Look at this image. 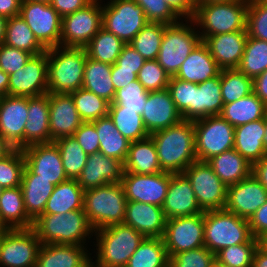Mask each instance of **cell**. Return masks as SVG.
Here are the masks:
<instances>
[{"label": "cell", "instance_id": "obj_30", "mask_svg": "<svg viewBox=\"0 0 267 267\" xmlns=\"http://www.w3.org/2000/svg\"><path fill=\"white\" fill-rule=\"evenodd\" d=\"M234 149L252 165L267 154L264 118L235 127Z\"/></svg>", "mask_w": 267, "mask_h": 267}, {"label": "cell", "instance_id": "obj_56", "mask_svg": "<svg viewBox=\"0 0 267 267\" xmlns=\"http://www.w3.org/2000/svg\"><path fill=\"white\" fill-rule=\"evenodd\" d=\"M143 8L148 22L173 24L180 18L165 0H134Z\"/></svg>", "mask_w": 267, "mask_h": 267}, {"label": "cell", "instance_id": "obj_39", "mask_svg": "<svg viewBox=\"0 0 267 267\" xmlns=\"http://www.w3.org/2000/svg\"><path fill=\"white\" fill-rule=\"evenodd\" d=\"M111 70V64L96 61L87 56L82 88L112 103L116 91L111 80Z\"/></svg>", "mask_w": 267, "mask_h": 267}, {"label": "cell", "instance_id": "obj_58", "mask_svg": "<svg viewBox=\"0 0 267 267\" xmlns=\"http://www.w3.org/2000/svg\"><path fill=\"white\" fill-rule=\"evenodd\" d=\"M73 136L87 155L99 152L98 134L92 122H83Z\"/></svg>", "mask_w": 267, "mask_h": 267}, {"label": "cell", "instance_id": "obj_59", "mask_svg": "<svg viewBox=\"0 0 267 267\" xmlns=\"http://www.w3.org/2000/svg\"><path fill=\"white\" fill-rule=\"evenodd\" d=\"M146 60L128 43L122 48L116 65L119 69L134 70L137 75Z\"/></svg>", "mask_w": 267, "mask_h": 267}, {"label": "cell", "instance_id": "obj_24", "mask_svg": "<svg viewBox=\"0 0 267 267\" xmlns=\"http://www.w3.org/2000/svg\"><path fill=\"white\" fill-rule=\"evenodd\" d=\"M49 110L52 142L73 136L83 123L70 94L49 93Z\"/></svg>", "mask_w": 267, "mask_h": 267}, {"label": "cell", "instance_id": "obj_61", "mask_svg": "<svg viewBox=\"0 0 267 267\" xmlns=\"http://www.w3.org/2000/svg\"><path fill=\"white\" fill-rule=\"evenodd\" d=\"M92 1L93 0H51L50 5L63 17L86 7Z\"/></svg>", "mask_w": 267, "mask_h": 267}, {"label": "cell", "instance_id": "obj_33", "mask_svg": "<svg viewBox=\"0 0 267 267\" xmlns=\"http://www.w3.org/2000/svg\"><path fill=\"white\" fill-rule=\"evenodd\" d=\"M223 105L220 74L205 82L196 83L192 97V121L219 115Z\"/></svg>", "mask_w": 267, "mask_h": 267}, {"label": "cell", "instance_id": "obj_16", "mask_svg": "<svg viewBox=\"0 0 267 267\" xmlns=\"http://www.w3.org/2000/svg\"><path fill=\"white\" fill-rule=\"evenodd\" d=\"M172 173L136 174L124 172L121 185L127 201L149 203L162 207Z\"/></svg>", "mask_w": 267, "mask_h": 267}, {"label": "cell", "instance_id": "obj_54", "mask_svg": "<svg viewBox=\"0 0 267 267\" xmlns=\"http://www.w3.org/2000/svg\"><path fill=\"white\" fill-rule=\"evenodd\" d=\"M137 80L147 91H160L168 87L170 76L157 60H146L137 74Z\"/></svg>", "mask_w": 267, "mask_h": 267}, {"label": "cell", "instance_id": "obj_63", "mask_svg": "<svg viewBox=\"0 0 267 267\" xmlns=\"http://www.w3.org/2000/svg\"><path fill=\"white\" fill-rule=\"evenodd\" d=\"M166 3L173 9V11L181 18H193L196 1L195 0H165Z\"/></svg>", "mask_w": 267, "mask_h": 267}, {"label": "cell", "instance_id": "obj_40", "mask_svg": "<svg viewBox=\"0 0 267 267\" xmlns=\"http://www.w3.org/2000/svg\"><path fill=\"white\" fill-rule=\"evenodd\" d=\"M3 44L27 51L33 56L42 54L46 51L35 38L34 33L20 15L7 19L5 40Z\"/></svg>", "mask_w": 267, "mask_h": 267}, {"label": "cell", "instance_id": "obj_48", "mask_svg": "<svg viewBox=\"0 0 267 267\" xmlns=\"http://www.w3.org/2000/svg\"><path fill=\"white\" fill-rule=\"evenodd\" d=\"M70 95L83 122H93L108 116L110 103L104 98L84 88H80Z\"/></svg>", "mask_w": 267, "mask_h": 267}, {"label": "cell", "instance_id": "obj_44", "mask_svg": "<svg viewBox=\"0 0 267 267\" xmlns=\"http://www.w3.org/2000/svg\"><path fill=\"white\" fill-rule=\"evenodd\" d=\"M237 69L252 79L267 70V41L248 36Z\"/></svg>", "mask_w": 267, "mask_h": 267}, {"label": "cell", "instance_id": "obj_77", "mask_svg": "<svg viewBox=\"0 0 267 267\" xmlns=\"http://www.w3.org/2000/svg\"><path fill=\"white\" fill-rule=\"evenodd\" d=\"M2 239H3V229L0 231V252H1Z\"/></svg>", "mask_w": 267, "mask_h": 267}, {"label": "cell", "instance_id": "obj_47", "mask_svg": "<svg viewBox=\"0 0 267 267\" xmlns=\"http://www.w3.org/2000/svg\"><path fill=\"white\" fill-rule=\"evenodd\" d=\"M220 83L224 104L235 102L253 92V79L238 69L221 70Z\"/></svg>", "mask_w": 267, "mask_h": 267}, {"label": "cell", "instance_id": "obj_21", "mask_svg": "<svg viewBox=\"0 0 267 267\" xmlns=\"http://www.w3.org/2000/svg\"><path fill=\"white\" fill-rule=\"evenodd\" d=\"M141 116L149 135L178 124L183 120L167 88L148 93Z\"/></svg>", "mask_w": 267, "mask_h": 267}, {"label": "cell", "instance_id": "obj_37", "mask_svg": "<svg viewBox=\"0 0 267 267\" xmlns=\"http://www.w3.org/2000/svg\"><path fill=\"white\" fill-rule=\"evenodd\" d=\"M266 114V104L252 92L235 102L224 104L219 115L233 127H238L262 119Z\"/></svg>", "mask_w": 267, "mask_h": 267}, {"label": "cell", "instance_id": "obj_43", "mask_svg": "<svg viewBox=\"0 0 267 267\" xmlns=\"http://www.w3.org/2000/svg\"><path fill=\"white\" fill-rule=\"evenodd\" d=\"M108 115L119 132L129 141H139L150 136L144 127L141 114L135 110L125 109L119 104H110Z\"/></svg>", "mask_w": 267, "mask_h": 267}, {"label": "cell", "instance_id": "obj_57", "mask_svg": "<svg viewBox=\"0 0 267 267\" xmlns=\"http://www.w3.org/2000/svg\"><path fill=\"white\" fill-rule=\"evenodd\" d=\"M32 56L27 51L1 44L0 69L10 75L24 67Z\"/></svg>", "mask_w": 267, "mask_h": 267}, {"label": "cell", "instance_id": "obj_25", "mask_svg": "<svg viewBox=\"0 0 267 267\" xmlns=\"http://www.w3.org/2000/svg\"><path fill=\"white\" fill-rule=\"evenodd\" d=\"M167 218L162 207L137 201H127L123 224L133 227L144 237L162 238Z\"/></svg>", "mask_w": 267, "mask_h": 267}, {"label": "cell", "instance_id": "obj_31", "mask_svg": "<svg viewBox=\"0 0 267 267\" xmlns=\"http://www.w3.org/2000/svg\"><path fill=\"white\" fill-rule=\"evenodd\" d=\"M20 187L23 193L25 211L34 221L43 214L54 185L47 179L37 178V174H33L25 166Z\"/></svg>", "mask_w": 267, "mask_h": 267}, {"label": "cell", "instance_id": "obj_5", "mask_svg": "<svg viewBox=\"0 0 267 267\" xmlns=\"http://www.w3.org/2000/svg\"><path fill=\"white\" fill-rule=\"evenodd\" d=\"M127 199L121 183L85 190L84 211L94 230L123 224Z\"/></svg>", "mask_w": 267, "mask_h": 267}, {"label": "cell", "instance_id": "obj_65", "mask_svg": "<svg viewBox=\"0 0 267 267\" xmlns=\"http://www.w3.org/2000/svg\"><path fill=\"white\" fill-rule=\"evenodd\" d=\"M21 0H0V16L6 19L20 14Z\"/></svg>", "mask_w": 267, "mask_h": 267}, {"label": "cell", "instance_id": "obj_55", "mask_svg": "<svg viewBox=\"0 0 267 267\" xmlns=\"http://www.w3.org/2000/svg\"><path fill=\"white\" fill-rule=\"evenodd\" d=\"M216 255L205 246L173 255L169 267H212Z\"/></svg>", "mask_w": 267, "mask_h": 267}, {"label": "cell", "instance_id": "obj_68", "mask_svg": "<svg viewBox=\"0 0 267 267\" xmlns=\"http://www.w3.org/2000/svg\"><path fill=\"white\" fill-rule=\"evenodd\" d=\"M9 75L0 69V97L8 95Z\"/></svg>", "mask_w": 267, "mask_h": 267}, {"label": "cell", "instance_id": "obj_41", "mask_svg": "<svg viewBox=\"0 0 267 267\" xmlns=\"http://www.w3.org/2000/svg\"><path fill=\"white\" fill-rule=\"evenodd\" d=\"M163 238L145 237L125 267H169Z\"/></svg>", "mask_w": 267, "mask_h": 267}, {"label": "cell", "instance_id": "obj_15", "mask_svg": "<svg viewBox=\"0 0 267 267\" xmlns=\"http://www.w3.org/2000/svg\"><path fill=\"white\" fill-rule=\"evenodd\" d=\"M169 259L204 246V213L167 219L163 235Z\"/></svg>", "mask_w": 267, "mask_h": 267}, {"label": "cell", "instance_id": "obj_73", "mask_svg": "<svg viewBox=\"0 0 267 267\" xmlns=\"http://www.w3.org/2000/svg\"><path fill=\"white\" fill-rule=\"evenodd\" d=\"M196 4H206L210 2H221V1H229V0H195Z\"/></svg>", "mask_w": 267, "mask_h": 267}, {"label": "cell", "instance_id": "obj_9", "mask_svg": "<svg viewBox=\"0 0 267 267\" xmlns=\"http://www.w3.org/2000/svg\"><path fill=\"white\" fill-rule=\"evenodd\" d=\"M195 128V154L198 161L234 148L235 127L220 115L193 121Z\"/></svg>", "mask_w": 267, "mask_h": 267}, {"label": "cell", "instance_id": "obj_74", "mask_svg": "<svg viewBox=\"0 0 267 267\" xmlns=\"http://www.w3.org/2000/svg\"><path fill=\"white\" fill-rule=\"evenodd\" d=\"M212 267H231L229 265L223 264L220 261H218L217 259L214 260Z\"/></svg>", "mask_w": 267, "mask_h": 267}, {"label": "cell", "instance_id": "obj_38", "mask_svg": "<svg viewBox=\"0 0 267 267\" xmlns=\"http://www.w3.org/2000/svg\"><path fill=\"white\" fill-rule=\"evenodd\" d=\"M84 190L76 179H68L54 186L53 192L46 202L43 214L66 213L83 209Z\"/></svg>", "mask_w": 267, "mask_h": 267}, {"label": "cell", "instance_id": "obj_6", "mask_svg": "<svg viewBox=\"0 0 267 267\" xmlns=\"http://www.w3.org/2000/svg\"><path fill=\"white\" fill-rule=\"evenodd\" d=\"M98 232V233H97ZM97 259L102 267H125L145 238L133 227L114 224L95 230Z\"/></svg>", "mask_w": 267, "mask_h": 267}, {"label": "cell", "instance_id": "obj_22", "mask_svg": "<svg viewBox=\"0 0 267 267\" xmlns=\"http://www.w3.org/2000/svg\"><path fill=\"white\" fill-rule=\"evenodd\" d=\"M124 174V163L97 152L88 155L87 162L77 178L85 191L110 183H120Z\"/></svg>", "mask_w": 267, "mask_h": 267}, {"label": "cell", "instance_id": "obj_75", "mask_svg": "<svg viewBox=\"0 0 267 267\" xmlns=\"http://www.w3.org/2000/svg\"><path fill=\"white\" fill-rule=\"evenodd\" d=\"M92 259L88 260L87 263L83 267H102L98 263H94L91 261Z\"/></svg>", "mask_w": 267, "mask_h": 267}, {"label": "cell", "instance_id": "obj_69", "mask_svg": "<svg viewBox=\"0 0 267 267\" xmlns=\"http://www.w3.org/2000/svg\"><path fill=\"white\" fill-rule=\"evenodd\" d=\"M14 148H12L4 139L0 137V160L8 155Z\"/></svg>", "mask_w": 267, "mask_h": 267}, {"label": "cell", "instance_id": "obj_76", "mask_svg": "<svg viewBox=\"0 0 267 267\" xmlns=\"http://www.w3.org/2000/svg\"><path fill=\"white\" fill-rule=\"evenodd\" d=\"M21 1L45 2V3H48V4L51 3V0H21Z\"/></svg>", "mask_w": 267, "mask_h": 267}, {"label": "cell", "instance_id": "obj_62", "mask_svg": "<svg viewBox=\"0 0 267 267\" xmlns=\"http://www.w3.org/2000/svg\"><path fill=\"white\" fill-rule=\"evenodd\" d=\"M111 76L115 91L137 80L134 70L119 69L116 64L112 65Z\"/></svg>", "mask_w": 267, "mask_h": 267}, {"label": "cell", "instance_id": "obj_71", "mask_svg": "<svg viewBox=\"0 0 267 267\" xmlns=\"http://www.w3.org/2000/svg\"><path fill=\"white\" fill-rule=\"evenodd\" d=\"M258 240V247L267 253V233L261 235L260 237L257 238Z\"/></svg>", "mask_w": 267, "mask_h": 267}, {"label": "cell", "instance_id": "obj_4", "mask_svg": "<svg viewBox=\"0 0 267 267\" xmlns=\"http://www.w3.org/2000/svg\"><path fill=\"white\" fill-rule=\"evenodd\" d=\"M248 6L249 0L196 4L192 19L197 24L195 26L203 29L199 31L201 40L207 36L246 30Z\"/></svg>", "mask_w": 267, "mask_h": 267}, {"label": "cell", "instance_id": "obj_32", "mask_svg": "<svg viewBox=\"0 0 267 267\" xmlns=\"http://www.w3.org/2000/svg\"><path fill=\"white\" fill-rule=\"evenodd\" d=\"M0 225L5 229H29L33 220L24 207L20 186L3 188L0 196Z\"/></svg>", "mask_w": 267, "mask_h": 267}, {"label": "cell", "instance_id": "obj_2", "mask_svg": "<svg viewBox=\"0 0 267 267\" xmlns=\"http://www.w3.org/2000/svg\"><path fill=\"white\" fill-rule=\"evenodd\" d=\"M42 244H68L84 246L86 237L95 230L84 209L58 214H41L32 225ZM84 243V244H83Z\"/></svg>", "mask_w": 267, "mask_h": 267}, {"label": "cell", "instance_id": "obj_42", "mask_svg": "<svg viewBox=\"0 0 267 267\" xmlns=\"http://www.w3.org/2000/svg\"><path fill=\"white\" fill-rule=\"evenodd\" d=\"M125 44L113 33L101 28L84 48L89 58L113 65Z\"/></svg>", "mask_w": 267, "mask_h": 267}, {"label": "cell", "instance_id": "obj_8", "mask_svg": "<svg viewBox=\"0 0 267 267\" xmlns=\"http://www.w3.org/2000/svg\"><path fill=\"white\" fill-rule=\"evenodd\" d=\"M190 21V25L187 23ZM187 22L166 24L165 31L157 56L158 64L169 74L175 76L189 54L202 41L199 30L195 31L192 18ZM191 24H193L191 26Z\"/></svg>", "mask_w": 267, "mask_h": 267}, {"label": "cell", "instance_id": "obj_53", "mask_svg": "<svg viewBox=\"0 0 267 267\" xmlns=\"http://www.w3.org/2000/svg\"><path fill=\"white\" fill-rule=\"evenodd\" d=\"M149 91H147L138 80L129 83L123 88L116 90L114 100L110 104H119L125 109L135 110L142 114Z\"/></svg>", "mask_w": 267, "mask_h": 267}, {"label": "cell", "instance_id": "obj_26", "mask_svg": "<svg viewBox=\"0 0 267 267\" xmlns=\"http://www.w3.org/2000/svg\"><path fill=\"white\" fill-rule=\"evenodd\" d=\"M162 209L167 219L204 213L183 173L172 174Z\"/></svg>", "mask_w": 267, "mask_h": 267}, {"label": "cell", "instance_id": "obj_67", "mask_svg": "<svg viewBox=\"0 0 267 267\" xmlns=\"http://www.w3.org/2000/svg\"><path fill=\"white\" fill-rule=\"evenodd\" d=\"M252 267H267V253L259 247L255 249L253 254Z\"/></svg>", "mask_w": 267, "mask_h": 267}, {"label": "cell", "instance_id": "obj_1", "mask_svg": "<svg viewBox=\"0 0 267 267\" xmlns=\"http://www.w3.org/2000/svg\"><path fill=\"white\" fill-rule=\"evenodd\" d=\"M150 137L155 143L163 172L183 173L197 160L193 121L182 120L178 124L150 134Z\"/></svg>", "mask_w": 267, "mask_h": 267}, {"label": "cell", "instance_id": "obj_45", "mask_svg": "<svg viewBox=\"0 0 267 267\" xmlns=\"http://www.w3.org/2000/svg\"><path fill=\"white\" fill-rule=\"evenodd\" d=\"M166 24L148 22L129 43L145 60H156Z\"/></svg>", "mask_w": 267, "mask_h": 267}, {"label": "cell", "instance_id": "obj_19", "mask_svg": "<svg viewBox=\"0 0 267 267\" xmlns=\"http://www.w3.org/2000/svg\"><path fill=\"white\" fill-rule=\"evenodd\" d=\"M28 97H0V137L14 149H24Z\"/></svg>", "mask_w": 267, "mask_h": 267}, {"label": "cell", "instance_id": "obj_46", "mask_svg": "<svg viewBox=\"0 0 267 267\" xmlns=\"http://www.w3.org/2000/svg\"><path fill=\"white\" fill-rule=\"evenodd\" d=\"M54 143L60 151L62 164L68 179L77 180L87 162L88 155L74 136L60 138Z\"/></svg>", "mask_w": 267, "mask_h": 267}, {"label": "cell", "instance_id": "obj_10", "mask_svg": "<svg viewBox=\"0 0 267 267\" xmlns=\"http://www.w3.org/2000/svg\"><path fill=\"white\" fill-rule=\"evenodd\" d=\"M148 23L143 8L134 0H110L102 7V28L130 43Z\"/></svg>", "mask_w": 267, "mask_h": 267}, {"label": "cell", "instance_id": "obj_11", "mask_svg": "<svg viewBox=\"0 0 267 267\" xmlns=\"http://www.w3.org/2000/svg\"><path fill=\"white\" fill-rule=\"evenodd\" d=\"M102 28V6L93 0L86 7L62 17L60 46L85 47Z\"/></svg>", "mask_w": 267, "mask_h": 267}, {"label": "cell", "instance_id": "obj_20", "mask_svg": "<svg viewBox=\"0 0 267 267\" xmlns=\"http://www.w3.org/2000/svg\"><path fill=\"white\" fill-rule=\"evenodd\" d=\"M266 201V188L251 174L237 184L227 186L224 209L249 220Z\"/></svg>", "mask_w": 267, "mask_h": 267}, {"label": "cell", "instance_id": "obj_78", "mask_svg": "<svg viewBox=\"0 0 267 267\" xmlns=\"http://www.w3.org/2000/svg\"><path fill=\"white\" fill-rule=\"evenodd\" d=\"M2 190H3V187L0 185V196H1Z\"/></svg>", "mask_w": 267, "mask_h": 267}, {"label": "cell", "instance_id": "obj_34", "mask_svg": "<svg viewBox=\"0 0 267 267\" xmlns=\"http://www.w3.org/2000/svg\"><path fill=\"white\" fill-rule=\"evenodd\" d=\"M206 162L227 186L237 184L252 174V164L234 148L215 155Z\"/></svg>", "mask_w": 267, "mask_h": 267}, {"label": "cell", "instance_id": "obj_36", "mask_svg": "<svg viewBox=\"0 0 267 267\" xmlns=\"http://www.w3.org/2000/svg\"><path fill=\"white\" fill-rule=\"evenodd\" d=\"M99 139V152L125 163L131 141L125 138L108 116L92 122Z\"/></svg>", "mask_w": 267, "mask_h": 267}, {"label": "cell", "instance_id": "obj_70", "mask_svg": "<svg viewBox=\"0 0 267 267\" xmlns=\"http://www.w3.org/2000/svg\"><path fill=\"white\" fill-rule=\"evenodd\" d=\"M7 19L0 16V45L4 43Z\"/></svg>", "mask_w": 267, "mask_h": 267}, {"label": "cell", "instance_id": "obj_28", "mask_svg": "<svg viewBox=\"0 0 267 267\" xmlns=\"http://www.w3.org/2000/svg\"><path fill=\"white\" fill-rule=\"evenodd\" d=\"M220 71L221 69L211 56L207 46L201 41L189 54L174 77L198 84L217 77Z\"/></svg>", "mask_w": 267, "mask_h": 267}, {"label": "cell", "instance_id": "obj_29", "mask_svg": "<svg viewBox=\"0 0 267 267\" xmlns=\"http://www.w3.org/2000/svg\"><path fill=\"white\" fill-rule=\"evenodd\" d=\"M85 246L42 244L36 267H83L90 260Z\"/></svg>", "mask_w": 267, "mask_h": 267}, {"label": "cell", "instance_id": "obj_72", "mask_svg": "<svg viewBox=\"0 0 267 267\" xmlns=\"http://www.w3.org/2000/svg\"><path fill=\"white\" fill-rule=\"evenodd\" d=\"M264 146L267 151V114L264 117Z\"/></svg>", "mask_w": 267, "mask_h": 267}, {"label": "cell", "instance_id": "obj_23", "mask_svg": "<svg viewBox=\"0 0 267 267\" xmlns=\"http://www.w3.org/2000/svg\"><path fill=\"white\" fill-rule=\"evenodd\" d=\"M247 37V30H239L207 36L202 42L207 46L221 70L237 69L244 53Z\"/></svg>", "mask_w": 267, "mask_h": 267}, {"label": "cell", "instance_id": "obj_52", "mask_svg": "<svg viewBox=\"0 0 267 267\" xmlns=\"http://www.w3.org/2000/svg\"><path fill=\"white\" fill-rule=\"evenodd\" d=\"M246 30L249 37L267 41V0H249Z\"/></svg>", "mask_w": 267, "mask_h": 267}, {"label": "cell", "instance_id": "obj_27", "mask_svg": "<svg viewBox=\"0 0 267 267\" xmlns=\"http://www.w3.org/2000/svg\"><path fill=\"white\" fill-rule=\"evenodd\" d=\"M49 93L28 97V118L24 131V148L52 142L50 136Z\"/></svg>", "mask_w": 267, "mask_h": 267}, {"label": "cell", "instance_id": "obj_3", "mask_svg": "<svg viewBox=\"0 0 267 267\" xmlns=\"http://www.w3.org/2000/svg\"><path fill=\"white\" fill-rule=\"evenodd\" d=\"M48 53V93L70 94L83 86L87 52L83 47L57 46Z\"/></svg>", "mask_w": 267, "mask_h": 267}, {"label": "cell", "instance_id": "obj_12", "mask_svg": "<svg viewBox=\"0 0 267 267\" xmlns=\"http://www.w3.org/2000/svg\"><path fill=\"white\" fill-rule=\"evenodd\" d=\"M183 174L188 178L203 211L224 209L227 185L206 161L196 160L184 170Z\"/></svg>", "mask_w": 267, "mask_h": 267}, {"label": "cell", "instance_id": "obj_35", "mask_svg": "<svg viewBox=\"0 0 267 267\" xmlns=\"http://www.w3.org/2000/svg\"><path fill=\"white\" fill-rule=\"evenodd\" d=\"M124 172L136 174H157L162 172L158 161L157 149L149 136L143 140L130 143Z\"/></svg>", "mask_w": 267, "mask_h": 267}, {"label": "cell", "instance_id": "obj_49", "mask_svg": "<svg viewBox=\"0 0 267 267\" xmlns=\"http://www.w3.org/2000/svg\"><path fill=\"white\" fill-rule=\"evenodd\" d=\"M25 168L22 149H13L0 160V185L3 188H13L21 185Z\"/></svg>", "mask_w": 267, "mask_h": 267}, {"label": "cell", "instance_id": "obj_13", "mask_svg": "<svg viewBox=\"0 0 267 267\" xmlns=\"http://www.w3.org/2000/svg\"><path fill=\"white\" fill-rule=\"evenodd\" d=\"M42 243L35 231L29 229H5L0 252V266L36 267Z\"/></svg>", "mask_w": 267, "mask_h": 267}, {"label": "cell", "instance_id": "obj_18", "mask_svg": "<svg viewBox=\"0 0 267 267\" xmlns=\"http://www.w3.org/2000/svg\"><path fill=\"white\" fill-rule=\"evenodd\" d=\"M22 151L25 166L37 174V178L47 179L54 186L68 180L60 151L54 142L30 145Z\"/></svg>", "mask_w": 267, "mask_h": 267}, {"label": "cell", "instance_id": "obj_51", "mask_svg": "<svg viewBox=\"0 0 267 267\" xmlns=\"http://www.w3.org/2000/svg\"><path fill=\"white\" fill-rule=\"evenodd\" d=\"M167 89L183 120L192 121V97L193 89H196V83L183 81L172 76Z\"/></svg>", "mask_w": 267, "mask_h": 267}, {"label": "cell", "instance_id": "obj_64", "mask_svg": "<svg viewBox=\"0 0 267 267\" xmlns=\"http://www.w3.org/2000/svg\"><path fill=\"white\" fill-rule=\"evenodd\" d=\"M253 93L267 105V70L253 79Z\"/></svg>", "mask_w": 267, "mask_h": 267}, {"label": "cell", "instance_id": "obj_66", "mask_svg": "<svg viewBox=\"0 0 267 267\" xmlns=\"http://www.w3.org/2000/svg\"><path fill=\"white\" fill-rule=\"evenodd\" d=\"M252 174L267 190V154L252 165Z\"/></svg>", "mask_w": 267, "mask_h": 267}, {"label": "cell", "instance_id": "obj_14", "mask_svg": "<svg viewBox=\"0 0 267 267\" xmlns=\"http://www.w3.org/2000/svg\"><path fill=\"white\" fill-rule=\"evenodd\" d=\"M19 15L45 49L60 46L62 17L50 4L21 1Z\"/></svg>", "mask_w": 267, "mask_h": 267}, {"label": "cell", "instance_id": "obj_17", "mask_svg": "<svg viewBox=\"0 0 267 267\" xmlns=\"http://www.w3.org/2000/svg\"><path fill=\"white\" fill-rule=\"evenodd\" d=\"M48 93V53L32 56L24 67L9 75L8 95L40 96Z\"/></svg>", "mask_w": 267, "mask_h": 267}, {"label": "cell", "instance_id": "obj_7", "mask_svg": "<svg viewBox=\"0 0 267 267\" xmlns=\"http://www.w3.org/2000/svg\"><path fill=\"white\" fill-rule=\"evenodd\" d=\"M252 237L247 219L225 209L204 211V246L215 255Z\"/></svg>", "mask_w": 267, "mask_h": 267}, {"label": "cell", "instance_id": "obj_50", "mask_svg": "<svg viewBox=\"0 0 267 267\" xmlns=\"http://www.w3.org/2000/svg\"><path fill=\"white\" fill-rule=\"evenodd\" d=\"M258 240L252 237L247 243L232 245L220 250L216 259L231 267H252V259Z\"/></svg>", "mask_w": 267, "mask_h": 267}, {"label": "cell", "instance_id": "obj_60", "mask_svg": "<svg viewBox=\"0 0 267 267\" xmlns=\"http://www.w3.org/2000/svg\"><path fill=\"white\" fill-rule=\"evenodd\" d=\"M248 223L254 238L267 233V201L249 218Z\"/></svg>", "mask_w": 267, "mask_h": 267}]
</instances>
